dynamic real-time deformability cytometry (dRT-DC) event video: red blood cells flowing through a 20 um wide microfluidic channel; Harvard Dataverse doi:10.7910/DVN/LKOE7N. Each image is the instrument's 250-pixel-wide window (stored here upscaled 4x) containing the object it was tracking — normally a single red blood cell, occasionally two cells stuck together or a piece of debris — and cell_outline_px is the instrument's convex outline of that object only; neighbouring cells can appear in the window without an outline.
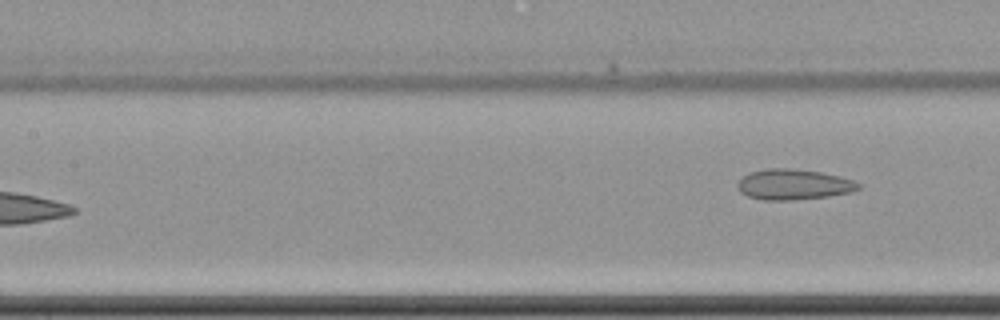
{"species": "common noctule bat (a hibernating species)", "species_latin": "Nyctalus noctula", "temperature_condition": "cold", "stored_images_in_passage": 9, "camera_frame_rate_fps": 3000, "um_per_image_px": 0.085, "animal": {"sex": "female", "body_mass_g": 22.7, "forearm_length_mm": 54.2}, "frame": {"image": 1, "passage_image": 9, "time_ms": 11.0, "image_size_px": [1000, 320], "cell_outline_px": [[860, 188], [852, 192], [828, 196], [792, 200], [764, 200], [748, 196], [740, 192], [736, 188], [736, 184], [744, 176], [752, 172], [768, 168], [792, 168], [820, 172], [840, 176], [852, 180], [860, 184]], "centroid_in_image_um": [67.45, 15.68], "position_along_channel_um": 140.0, "area_um2": 21.44}}